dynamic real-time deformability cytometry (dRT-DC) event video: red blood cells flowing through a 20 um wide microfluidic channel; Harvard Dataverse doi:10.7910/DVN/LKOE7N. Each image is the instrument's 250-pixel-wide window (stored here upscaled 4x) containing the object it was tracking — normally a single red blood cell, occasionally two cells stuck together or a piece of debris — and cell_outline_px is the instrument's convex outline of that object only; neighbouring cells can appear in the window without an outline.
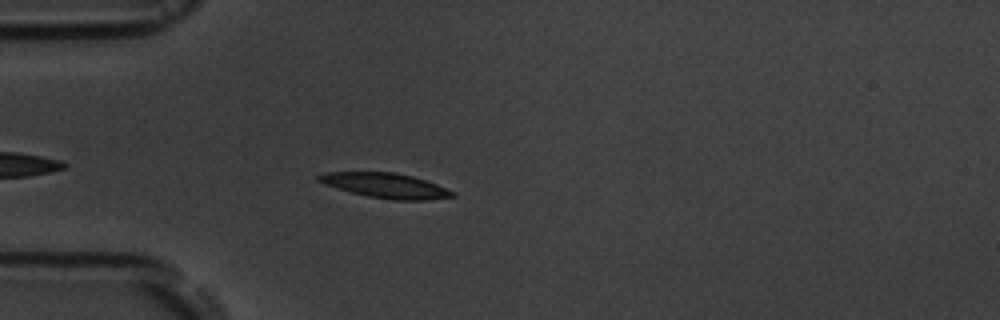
{"species": "common noctule bat (a hibernating species)", "species_latin": "Nyctalus noctula", "temperature_condition": "room temperature", "stored_images_in_passage": 5, "camera_frame_rate_fps": 3000, "um_per_image_px": 0.085, "animal": {"sex": "male", "body_mass_g": 19.5, "forearm_length_mm": 54.6}, "frame": {"image": 1, "passage_image": 5, "time_ms": 4.333, "image_size_px": [1000, 320], "cell_outline_px": [[456, 196], [424, 200], [392, 200], [368, 196], [352, 192], [324, 184], [316, 180], [316, 176], [324, 172], [396, 172], [412, 176], [436, 184], [456, 192]], "centroid_in_image_um": [32.77, 15.76], "position_along_channel_um": 52.2, "area_um2": 19.31}}